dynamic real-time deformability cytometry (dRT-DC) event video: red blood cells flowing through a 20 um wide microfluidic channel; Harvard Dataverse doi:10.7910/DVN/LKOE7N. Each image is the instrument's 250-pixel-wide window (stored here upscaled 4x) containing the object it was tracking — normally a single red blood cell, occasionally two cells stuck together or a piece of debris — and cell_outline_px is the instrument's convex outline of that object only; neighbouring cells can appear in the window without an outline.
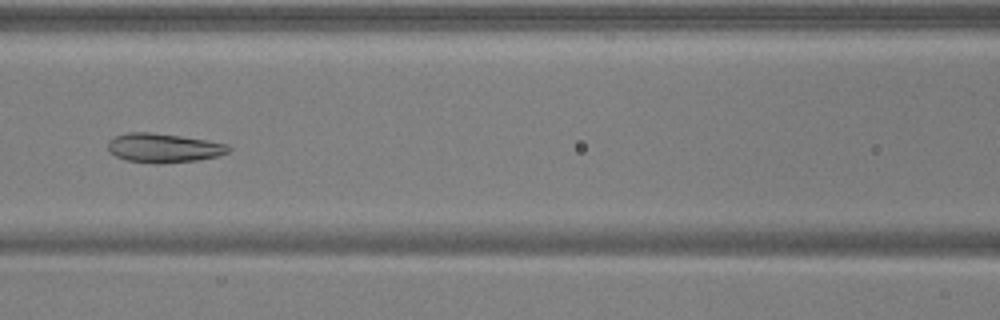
{"species": "common noctule bat (a hibernating species)", "species_latin": "Nyctalus noctula", "temperature_condition": "warm", "stored_images_in_passage": 39, "camera_frame_rate_fps": 3000, "um_per_image_px": 0.085, "animal": {"sex": "male", "body_mass_g": 17.9, "forearm_length_mm": 54.2}, "frame": {"image": 1, "passage_image": 17, "time_ms": 5.333, "image_size_px": [1000, 320], "cell_outline_px": [[232, 148], [228, 152], [216, 156], [200, 160], [160, 164], [152, 164], [128, 160], [116, 156], [108, 152], [108, 140], [116, 136], [128, 132], [148, 132], [180, 136], [228, 144]], "centroid_in_image_um": [13.89, 12.58], "position_along_channel_um": 152.7, "area_um2": 20.52}}
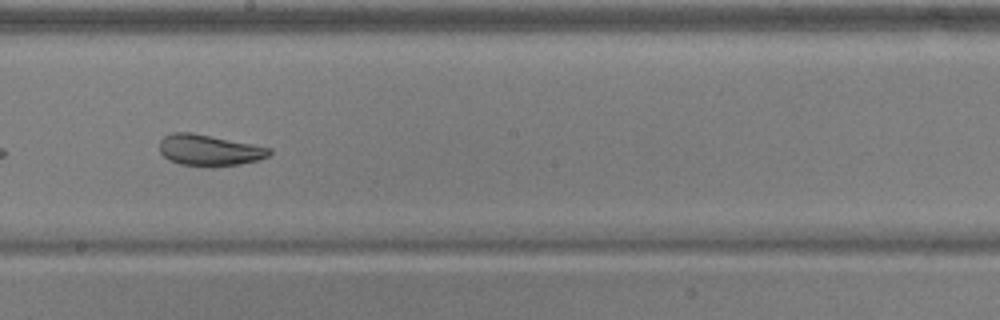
{"frame": {"image": 2, "passage_image": 23, "time_ms": 7.333, "image_size_px": [1000, 320], "cell_outline_px": [[272, 152], [268, 156], [256, 160], [240, 164], [212, 168], [180, 164], [168, 160], [160, 152], [160, 140], [164, 136], [172, 132], [192, 132], [272, 148]], "centroid_in_image_um": [17.77, 12.78], "position_along_channel_um": 230.4, "area_um2": 20.17}, "authors_computed_cell_mechanics": {"area_um2": 22.1952, "velocity_mm_per_s": 3.8976, "shape_relaxation_time_tau1_ms": 4.7265, "shape_relaxation_time_tau2_ms": 1.2922, "deformation_change_tau1": 0.138, "deformation_change_tau2": 0.0552}}